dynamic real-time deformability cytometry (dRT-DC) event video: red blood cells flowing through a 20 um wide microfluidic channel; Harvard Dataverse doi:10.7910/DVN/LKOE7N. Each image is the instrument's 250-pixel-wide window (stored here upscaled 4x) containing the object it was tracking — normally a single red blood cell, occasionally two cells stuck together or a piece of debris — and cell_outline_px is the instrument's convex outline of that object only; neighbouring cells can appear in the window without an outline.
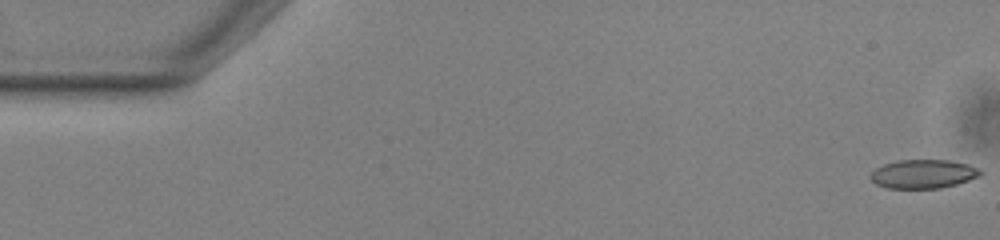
{"species": "common noctule bat (a hibernating species)", "species_latin": "Nyctalus noctula", "temperature_condition": "warm", "stored_images_in_passage": 53, "camera_frame_rate_fps": 3000, "um_per_image_px": 0.085, "animal": {"sex": "male", "body_mass_g": 13.0, "forearm_length_mm": 53.1}, "frame": {"image": 1, "passage_image": 1, "time_ms": 0.0, "image_size_px": [1000, 240], "cell_outline_px": [[984, 172], [980, 176], [956, 184], [940, 188], [888, 188], [876, 184], [868, 176], [876, 168], [884, 164], [896, 160], [948, 160], [968, 164]], "centroid_in_image_um": [78.46, 14.78], "position_along_channel_um": 6.5, "area_um2": 18.38}}
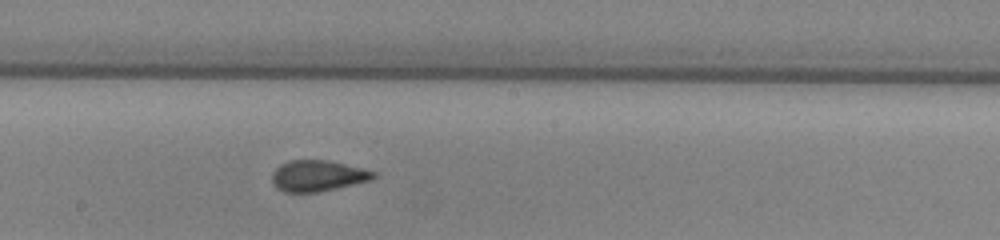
{"frame": {"image": 2, "passage_image": 29, "time_ms": 9.333, "image_size_px": [1000, 240], "cell_outline_px": [[376, 176], [372, 180], [336, 188], [316, 192], [284, 192], [276, 188], [272, 184], [272, 172], [280, 164], [288, 160], [328, 160], [376, 172]], "centroid_in_image_um": [26.96, 14.94], "position_along_channel_um": 221.2, "area_um2": 18.32}}
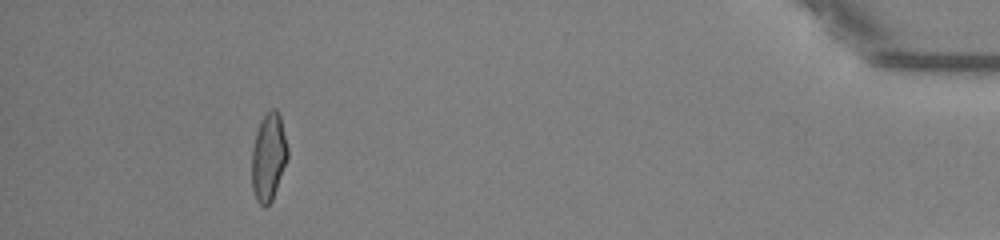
{"frame": {"image": 3, "passage_image": 49, "time_ms": 16.0, "image_size_px": [1000, 240], "cell_outline_px": [[288, 156], [272, 200], [264, 208], [256, 200], [252, 192], [252, 148], [256, 132], [260, 120], [272, 108], [276, 108], [280, 112], [288, 148]], "centroid_in_image_um": [22.82, 13.32], "position_along_channel_um": 412.4, "area_um2": 18.44}, "authors_computed_cell_mechanics": {"area_um2": 18.785, "velocity_mm_per_s": 3.8719, "shape_relaxation_time_tau1_ms": 9.2015, "shape_relaxation_time_tau2_ms": 1.1897, "deformation_change_tau1": 0.2072, "deformation_change_tau2": 0.0579}}